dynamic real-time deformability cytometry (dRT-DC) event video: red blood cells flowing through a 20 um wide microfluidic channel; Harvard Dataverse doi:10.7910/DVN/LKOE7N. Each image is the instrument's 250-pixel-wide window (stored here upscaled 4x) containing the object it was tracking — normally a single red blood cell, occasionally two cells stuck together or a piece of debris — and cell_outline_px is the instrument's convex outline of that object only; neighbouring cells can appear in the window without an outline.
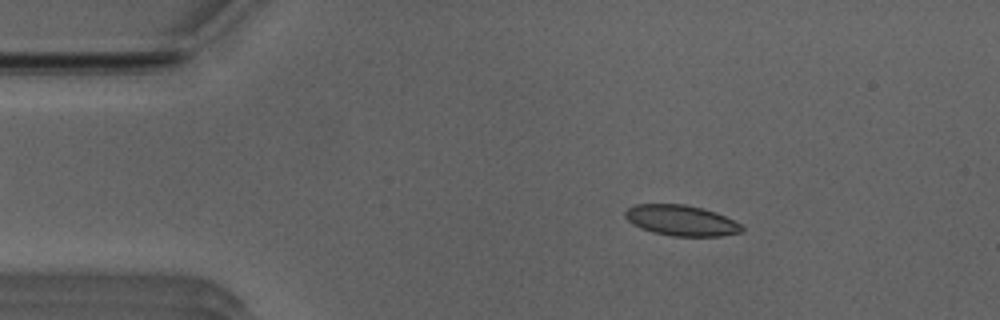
{"species": "Egyptian fruit bat (a non-hibernating species)", "species_latin": "Rousettus aegyptiacus", "temperature_condition": "room temperature", "stored_images_in_passage": 43, "camera_frame_rate_fps": 3000, "um_per_image_px": 0.085, "animal": {"sex": "male"}, "frame": {"image": 1, "passage_image": 8, "time_ms": 2.333, "image_size_px": [1000, 320], "cell_outline_px": [[744, 228], [740, 232], [720, 236], [672, 236], [652, 232], [640, 228], [632, 224], [624, 216], [624, 212], [628, 208], [636, 204], [684, 204], [716, 212], [740, 224]], "centroid_in_image_um": [57.86, 18.74], "position_along_channel_um": 27.1, "area_um2": 20.69}}
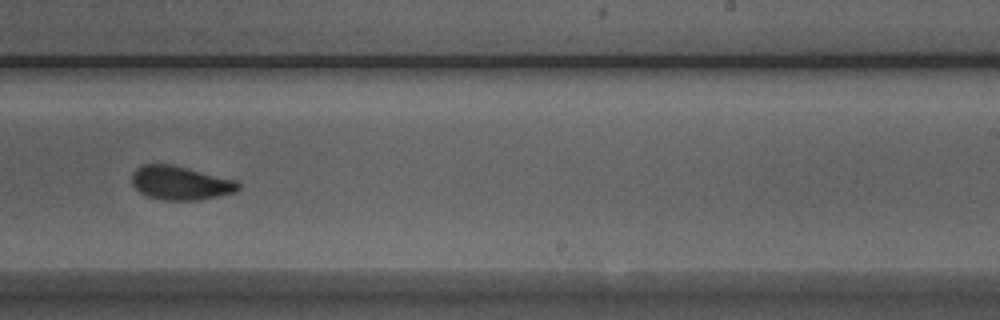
{"frame": {"image": 2, "passage_image": 31, "time_ms": 10.0, "image_size_px": [1000, 320], "cell_outline_px": [[240, 188], [236, 192], [200, 200], [164, 200], [144, 196], [132, 184], [132, 172], [136, 168], [144, 164], [172, 164], [236, 180], [240, 184]], "centroid_in_image_um": [15.33, 15.55], "position_along_channel_um": 273.7, "area_um2": 21.1}}
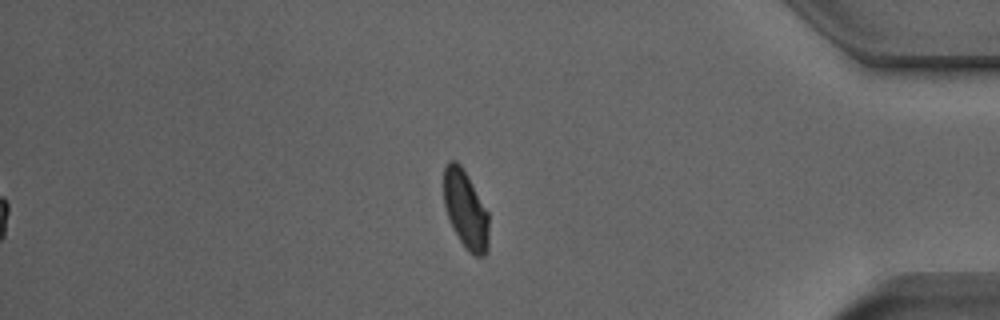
{"frame": {"image": 3, "passage_image": 43, "time_ms": 14.0, "image_size_px": [1000, 320], "cell_outline_px": [[488, 252], [484, 256], [476, 256], [468, 252], [464, 248], [452, 228], [444, 204], [444, 168], [448, 160], [456, 160], [464, 168], [488, 212]], "centroid_in_image_um": [39.57, 17.82], "position_along_channel_um": 395.6, "area_um2": 20.75}, "authors_computed_cell_mechanics": {"area_um2": 21.0392, "velocity_mm_per_s": 3.9472, "shape_relaxation_time_tau1_ms": 3.409, "shape_relaxation_time_tau2_ms": 1.1179, "deformation_change_tau1": 0.1083, "deformation_change_tau2": 0.0587}}